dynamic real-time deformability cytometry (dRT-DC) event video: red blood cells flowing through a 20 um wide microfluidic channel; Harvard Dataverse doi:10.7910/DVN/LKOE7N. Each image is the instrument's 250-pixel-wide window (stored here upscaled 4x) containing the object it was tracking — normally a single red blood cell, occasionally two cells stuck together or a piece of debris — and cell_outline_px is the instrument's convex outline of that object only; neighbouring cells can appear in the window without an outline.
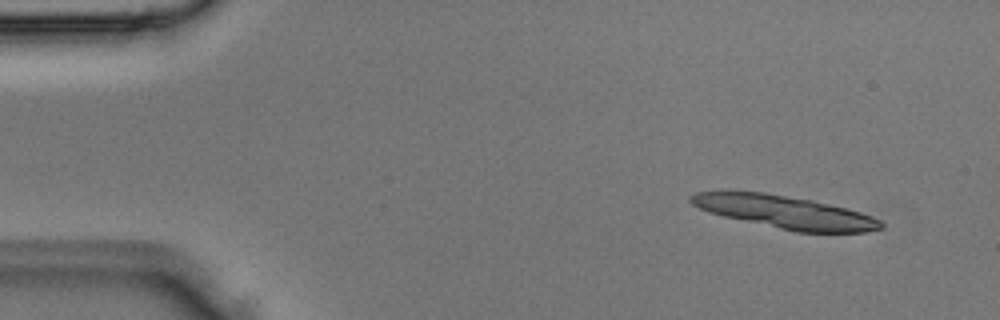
{"species": "Egyptian fruit bat (a non-hibernating species)", "species_latin": "Rousettus aegyptiacus", "temperature_condition": "room temperature", "stored_images_in_passage": 5, "camera_frame_rate_fps": 3000, "um_per_image_px": 0.085, "animal": {"sex": "male"}, "frame": {"image": 1, "passage_image": 5, "time_ms": 1.333, "image_size_px": [1000, 320], "cell_outline_px": [[884, 228], [864, 232], [796, 232], [724, 216], [708, 212], [692, 204], [688, 200], [688, 196], [696, 192], [720, 188], [728, 188], [764, 192], [812, 200], [848, 208], [872, 216], [880, 220], [884, 224]], "centroid_in_image_um": [66.61, 17.97], "position_along_channel_um": 18.4, "area_um2": 37.11}}